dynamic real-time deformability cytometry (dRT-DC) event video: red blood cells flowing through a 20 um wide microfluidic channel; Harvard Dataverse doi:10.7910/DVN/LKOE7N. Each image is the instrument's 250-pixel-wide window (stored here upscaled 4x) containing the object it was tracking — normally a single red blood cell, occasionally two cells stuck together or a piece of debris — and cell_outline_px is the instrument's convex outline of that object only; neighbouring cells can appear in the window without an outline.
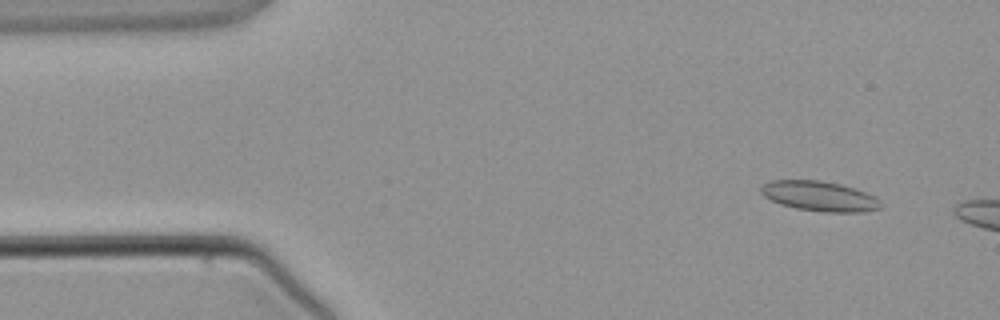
{"species": "common noctule bat (a hibernating species)", "species_latin": "Nyctalus noctula", "temperature_condition": "warm", "stored_images_in_passage": 3, "camera_frame_rate_fps": 3000, "um_per_image_px": 0.085, "animal": {"sex": "male", "body_mass_g": 21.5, "forearm_length_mm": 52.0}, "frame": {"image": 1, "passage_image": 1, "time_ms": 0.0, "image_size_px": [1000, 320], "cell_outline_px": [[884, 204], [880, 208], [864, 212], [824, 212], [796, 208], [780, 204], [764, 196], [760, 192], [760, 188], [764, 184], [772, 180], [820, 180], [840, 184], [864, 192], [880, 200]], "centroid_in_image_um": [69.66, 16.68], "position_along_channel_um": 15.3, "area_um2": 20.81}}